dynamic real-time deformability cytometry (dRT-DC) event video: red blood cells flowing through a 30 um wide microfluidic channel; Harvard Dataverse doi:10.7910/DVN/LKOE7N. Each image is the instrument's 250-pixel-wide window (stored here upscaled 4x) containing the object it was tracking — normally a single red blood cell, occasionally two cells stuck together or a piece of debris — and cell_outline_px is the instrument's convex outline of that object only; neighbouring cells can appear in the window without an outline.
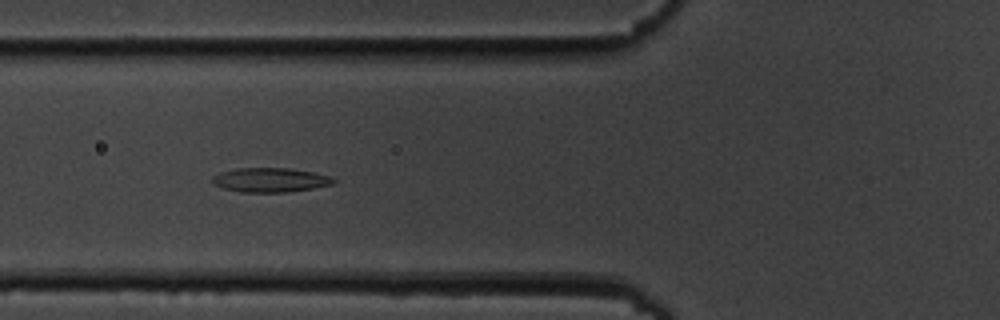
{"species": "common noctule bat (a hibernating species)", "species_latin": "Nyctalus noctula", "temperature_condition": "cold", "stored_images_in_passage": 39, "camera_frame_rate_fps": 3000, "um_per_image_px": 0.085, "animal": {"sex": "male", "body_mass_g": 19.5, "forearm_length_mm": 54.6}, "frame": {"image": 1, "passage_image": 4, "time_ms": 1.0, "image_size_px": [1000, 320], "cell_outline_px": [[336, 180], [332, 184], [312, 188], [288, 192], [240, 192], [224, 188], [212, 184], [212, 176], [220, 172], [236, 168], [288, 168], [312, 172], [328, 176]], "centroid_in_image_um": [22.91, 15.29], "position_along_channel_um": 102.9, "area_um2": 17.05}}
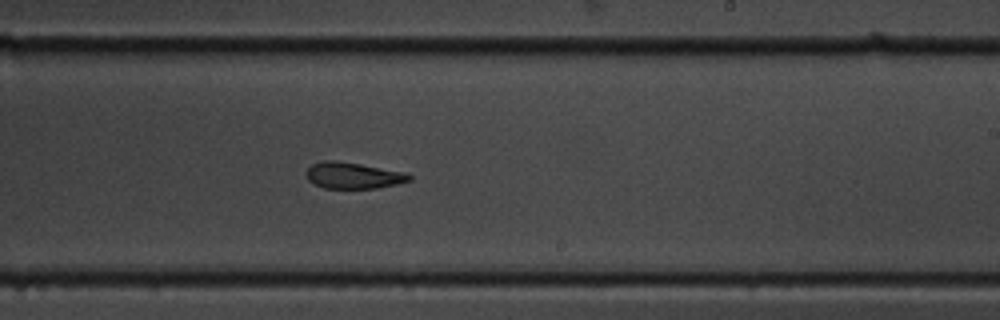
{"frame": {"image": 2, "passage_image": 17, "time_ms": 5.333, "image_size_px": [1000, 320], "cell_outline_px": [[412, 180], [396, 184], [376, 188], [324, 188], [308, 180], [304, 172], [312, 164], [324, 160], [336, 160], [408, 172], [412, 176]], "centroid_in_image_um": [30.03, 14.91], "position_along_channel_um": 259.0, "area_um2": 15.9}}
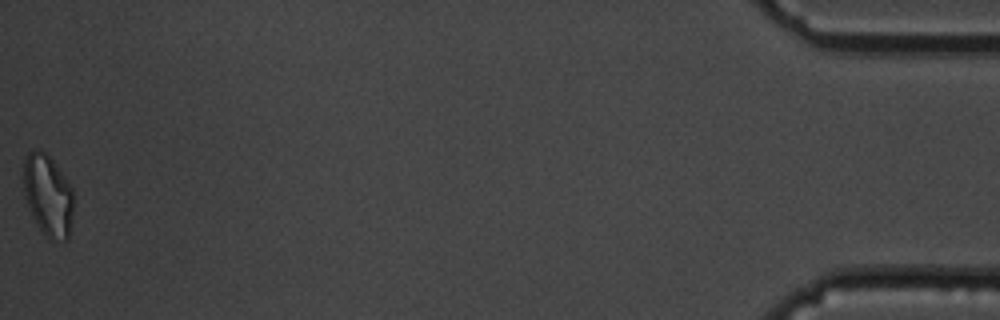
{"frame": {"image": 3, "passage_image": 39, "time_ms": 12.667, "image_size_px": [1000, 320], "cell_outline_px": [[72, 220], [68, 240], [48, 240], [44, 236], [36, 224], [24, 196], [24, 156], [28, 152], [36, 148], [40, 148], [52, 160], [72, 188]], "centroid_in_image_um": [4.06, 16.63], "position_along_channel_um": 431.1, "area_um2": 23.81}, "authors_computed_cell_mechanics": {"area_um2": 16.9354, "velocity_mm_per_s": 3.6044, "shape_relaxation_time_tau1_ms": 4.1862, "shape_relaxation_time_tau2_ms": 6.4353, "deformation_change_tau1": 0.1122, "deformation_change_tau2": 0.1257}}